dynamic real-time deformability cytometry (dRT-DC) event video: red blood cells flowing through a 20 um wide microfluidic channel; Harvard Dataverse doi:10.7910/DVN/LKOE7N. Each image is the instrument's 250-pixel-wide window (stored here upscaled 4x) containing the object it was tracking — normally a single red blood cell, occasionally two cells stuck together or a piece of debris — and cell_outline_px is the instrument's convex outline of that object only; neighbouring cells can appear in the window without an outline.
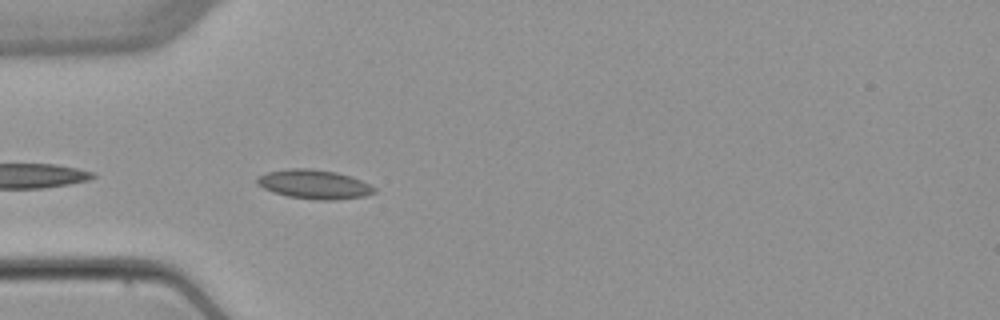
{"species": "common noctule bat (a hibernating species)", "species_latin": "Nyctalus noctula", "temperature_condition": "warm", "stored_images_in_passage": 5, "segment_of_instrument_passage": [2, 2], "camera_frame_rate_fps": 3000, "um_per_image_px": 0.085, "animal": {"sex": "female", "body_mass_g": 22.7, "forearm_length_mm": 54.2}, "frame": {"image": 1, "passage_image": 5, "time_ms": 5.0, "image_size_px": [1000, 320], "cell_outline_px": [[376, 192], [364, 196], [336, 200], [316, 200], [288, 196], [272, 192], [256, 184], [256, 176], [268, 172], [292, 168], [312, 168], [336, 172], [352, 176], [376, 188]], "centroid_in_image_um": [26.69, 15.66], "position_along_channel_um": 58.3, "area_um2": 20.0}}